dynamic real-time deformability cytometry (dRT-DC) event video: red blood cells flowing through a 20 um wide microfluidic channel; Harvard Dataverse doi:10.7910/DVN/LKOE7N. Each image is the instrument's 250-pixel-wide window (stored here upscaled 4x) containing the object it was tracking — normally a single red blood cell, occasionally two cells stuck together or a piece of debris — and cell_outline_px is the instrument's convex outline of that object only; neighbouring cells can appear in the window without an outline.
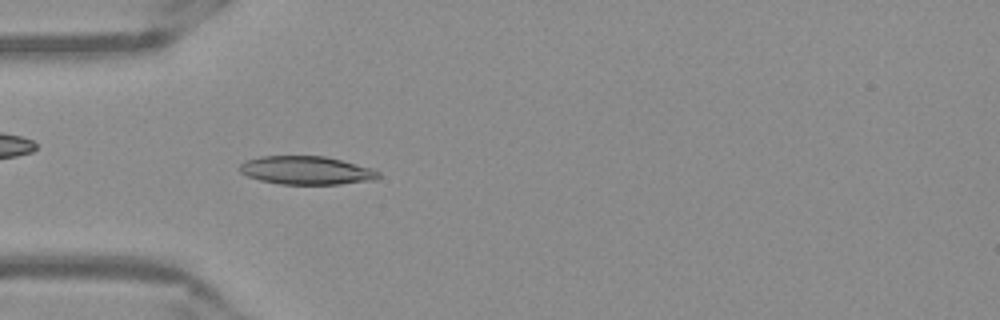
{"species": "Egyptian fruit bat (a non-hibernating species)", "species_latin": "Rousettus aegyptiacus", "temperature_condition": "warm", "stored_images_in_passage": 51, "camera_frame_rate_fps": 3000, "um_per_image_px": 0.085, "frame": {"image": 1, "passage_image": 15, "time_ms": 4.667, "image_size_px": [1000, 320], "cell_outline_px": [[380, 176], [376, 180], [340, 184], [280, 184], [260, 180], [248, 176], [240, 172], [240, 164], [248, 160], [260, 156], [324, 156], [372, 168], [380, 172]], "centroid_in_image_um": [26.07, 14.49], "position_along_channel_um": 58.9, "area_um2": 22.83}}
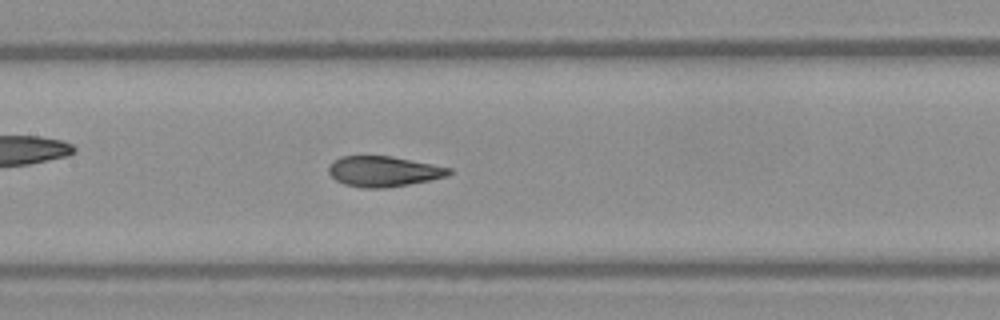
{"frame": {"image": 2, "passage_image": 24, "time_ms": 7.667, "image_size_px": [1000, 320], "cell_outline_px": [[452, 172], [448, 176], [388, 188], [364, 188], [344, 184], [336, 180], [328, 172], [328, 164], [332, 160], [340, 156], [392, 156], [452, 168]], "centroid_in_image_um": [32.57, 14.56], "position_along_channel_um": 174.8, "area_um2": 21.44}}
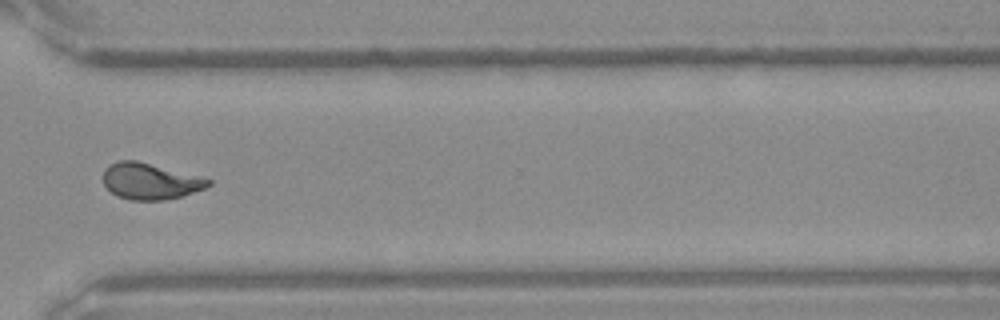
{"frame": {"image": 3, "passage_image": 38, "time_ms": 12.333, "image_size_px": [1000, 320], "cell_outline_px": [[212, 184], [204, 188], [180, 196], [164, 200], [132, 200], [120, 196], [112, 192], [104, 184], [104, 168], [120, 160], [136, 160], [212, 180]], "centroid_in_image_um": [12.75, 15.4], "position_along_channel_um": 357.9, "area_um2": 21.62}, "authors_computed_cell_mechanics": {"area_um2": 21.9062, "velocity_mm_per_s": 3.925, "shape_relaxation_time_tau1_ms": 5.8796, "shape_relaxation_time_tau2_ms": 0.9704, "deformation_change_tau1": 0.1863, "deformation_change_tau2": 0.057}}